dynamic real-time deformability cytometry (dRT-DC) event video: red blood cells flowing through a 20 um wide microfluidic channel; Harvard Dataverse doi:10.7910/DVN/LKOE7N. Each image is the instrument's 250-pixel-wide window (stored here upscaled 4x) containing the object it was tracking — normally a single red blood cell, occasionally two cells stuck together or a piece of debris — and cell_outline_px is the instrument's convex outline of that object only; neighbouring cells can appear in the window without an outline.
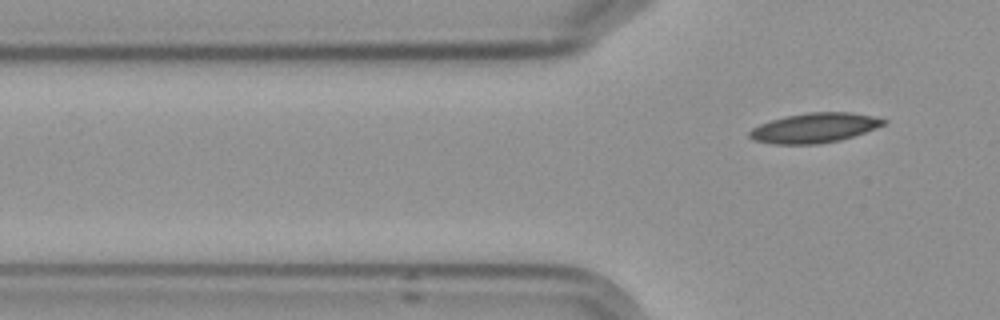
{"species": "Egyptian fruit bat (a non-hibernating species)", "species_latin": "Rousettus aegyptiacus", "temperature_condition": "cold", "stored_images_in_passage": 4, "segment_of_instrument_passage": [2, 2], "camera_frame_rate_fps": 3000, "um_per_image_px": 0.085, "frame": {"image": 1, "passage_image": 4, "time_ms": 3.667, "image_size_px": [1000, 320], "cell_outline_px": [[888, 120], [884, 124], [876, 128], [840, 140], [816, 144], [772, 144], [752, 140], [748, 136], [748, 132], [752, 128], [760, 124], [784, 116], [808, 112], [852, 112], [872, 116]], "centroid_in_image_um": [69.19, 10.87], "position_along_channel_um": 56.6, "area_um2": 23.24}}